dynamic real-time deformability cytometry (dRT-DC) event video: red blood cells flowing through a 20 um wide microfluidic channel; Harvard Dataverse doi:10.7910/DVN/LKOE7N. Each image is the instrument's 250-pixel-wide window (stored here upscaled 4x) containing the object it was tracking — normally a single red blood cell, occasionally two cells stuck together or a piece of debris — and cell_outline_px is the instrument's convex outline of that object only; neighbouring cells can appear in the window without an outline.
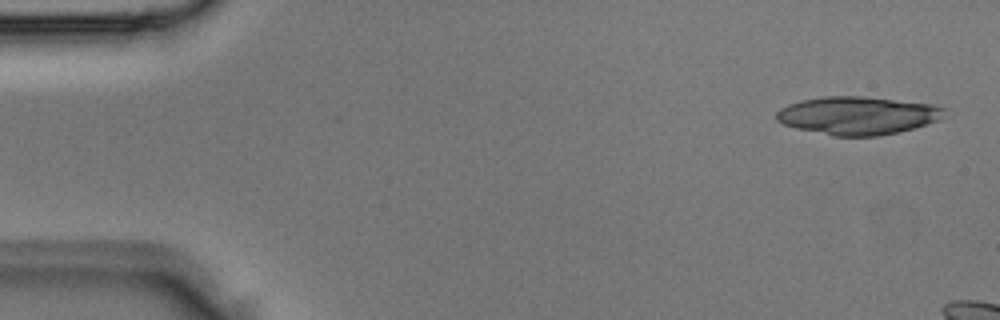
{"species": "Egyptian fruit bat (a non-hibernating species)", "species_latin": "Rousettus aegyptiacus", "temperature_condition": "room temperature", "stored_images_in_passage": 3, "camera_frame_rate_fps": 3000, "um_per_image_px": 0.085, "animal": {"sex": "male"}, "frame": {"image": 1, "passage_image": 1, "time_ms": 0.0, "image_size_px": [1000, 320], "cell_outline_px": [[944, 108], [940, 116], [936, 120], [912, 128], [896, 132], [876, 136], [832, 136], [796, 128], [784, 124], [776, 120], [776, 112], [780, 108], [788, 104], [800, 100], [824, 96], [860, 96], [932, 104]], "centroid_in_image_um": [72.8, 9.81], "position_along_channel_um": 12.2, "area_um2": 36.76}}